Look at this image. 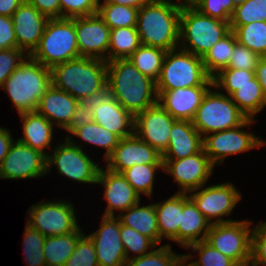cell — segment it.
<instances>
[{"label": "cell", "instance_id": "cell-25", "mask_svg": "<svg viewBox=\"0 0 266 266\" xmlns=\"http://www.w3.org/2000/svg\"><path fill=\"white\" fill-rule=\"evenodd\" d=\"M77 103L76 98L51 84L41 97L37 112L45 116L52 124L56 122L55 124L65 129L71 121Z\"/></svg>", "mask_w": 266, "mask_h": 266}, {"label": "cell", "instance_id": "cell-22", "mask_svg": "<svg viewBox=\"0 0 266 266\" xmlns=\"http://www.w3.org/2000/svg\"><path fill=\"white\" fill-rule=\"evenodd\" d=\"M209 87L213 86L157 90L158 103L174 119L192 121Z\"/></svg>", "mask_w": 266, "mask_h": 266}, {"label": "cell", "instance_id": "cell-38", "mask_svg": "<svg viewBox=\"0 0 266 266\" xmlns=\"http://www.w3.org/2000/svg\"><path fill=\"white\" fill-rule=\"evenodd\" d=\"M159 168L163 169V164H137L124 170L122 175L139 195L142 192L151 196L154 175Z\"/></svg>", "mask_w": 266, "mask_h": 266}, {"label": "cell", "instance_id": "cell-13", "mask_svg": "<svg viewBox=\"0 0 266 266\" xmlns=\"http://www.w3.org/2000/svg\"><path fill=\"white\" fill-rule=\"evenodd\" d=\"M163 170L174 177L180 185L179 193H187L202 188L213 173L214 165L202 149L199 153L182 159H162Z\"/></svg>", "mask_w": 266, "mask_h": 266}, {"label": "cell", "instance_id": "cell-51", "mask_svg": "<svg viewBox=\"0 0 266 266\" xmlns=\"http://www.w3.org/2000/svg\"><path fill=\"white\" fill-rule=\"evenodd\" d=\"M93 122V108L90 101H78L69 125L65 128L73 134L78 128Z\"/></svg>", "mask_w": 266, "mask_h": 266}, {"label": "cell", "instance_id": "cell-17", "mask_svg": "<svg viewBox=\"0 0 266 266\" xmlns=\"http://www.w3.org/2000/svg\"><path fill=\"white\" fill-rule=\"evenodd\" d=\"M74 24L80 57L97 58L108 62L111 29L100 16L95 14L75 17Z\"/></svg>", "mask_w": 266, "mask_h": 266}, {"label": "cell", "instance_id": "cell-55", "mask_svg": "<svg viewBox=\"0 0 266 266\" xmlns=\"http://www.w3.org/2000/svg\"><path fill=\"white\" fill-rule=\"evenodd\" d=\"M24 0H0V15L11 17Z\"/></svg>", "mask_w": 266, "mask_h": 266}, {"label": "cell", "instance_id": "cell-44", "mask_svg": "<svg viewBox=\"0 0 266 266\" xmlns=\"http://www.w3.org/2000/svg\"><path fill=\"white\" fill-rule=\"evenodd\" d=\"M120 238L125 250L126 260H129V252L132 251L141 257L147 253L148 247L154 249L157 245L149 238L131 227L125 226L120 221Z\"/></svg>", "mask_w": 266, "mask_h": 266}, {"label": "cell", "instance_id": "cell-16", "mask_svg": "<svg viewBox=\"0 0 266 266\" xmlns=\"http://www.w3.org/2000/svg\"><path fill=\"white\" fill-rule=\"evenodd\" d=\"M175 121L157 102L135 116L134 133L163 155L169 145L170 132Z\"/></svg>", "mask_w": 266, "mask_h": 266}, {"label": "cell", "instance_id": "cell-49", "mask_svg": "<svg viewBox=\"0 0 266 266\" xmlns=\"http://www.w3.org/2000/svg\"><path fill=\"white\" fill-rule=\"evenodd\" d=\"M260 58L255 52L237 43L226 68L255 71Z\"/></svg>", "mask_w": 266, "mask_h": 266}, {"label": "cell", "instance_id": "cell-40", "mask_svg": "<svg viewBox=\"0 0 266 266\" xmlns=\"http://www.w3.org/2000/svg\"><path fill=\"white\" fill-rule=\"evenodd\" d=\"M188 248H192L198 252L200 257L197 261L190 262L186 265L185 262L191 259L192 256L184 254L183 264L185 266H237L232 259L213 248L205 240L189 245Z\"/></svg>", "mask_w": 266, "mask_h": 266}, {"label": "cell", "instance_id": "cell-58", "mask_svg": "<svg viewBox=\"0 0 266 266\" xmlns=\"http://www.w3.org/2000/svg\"><path fill=\"white\" fill-rule=\"evenodd\" d=\"M200 0H184L180 2L178 5L180 8L184 7H194Z\"/></svg>", "mask_w": 266, "mask_h": 266}, {"label": "cell", "instance_id": "cell-43", "mask_svg": "<svg viewBox=\"0 0 266 266\" xmlns=\"http://www.w3.org/2000/svg\"><path fill=\"white\" fill-rule=\"evenodd\" d=\"M255 71L243 69L223 68L213 78V87L225 88L229 96L235 92V87L251 83Z\"/></svg>", "mask_w": 266, "mask_h": 266}, {"label": "cell", "instance_id": "cell-57", "mask_svg": "<svg viewBox=\"0 0 266 266\" xmlns=\"http://www.w3.org/2000/svg\"><path fill=\"white\" fill-rule=\"evenodd\" d=\"M152 0H104V3H114L117 5L130 6L140 8L144 4L150 3Z\"/></svg>", "mask_w": 266, "mask_h": 266}, {"label": "cell", "instance_id": "cell-30", "mask_svg": "<svg viewBox=\"0 0 266 266\" xmlns=\"http://www.w3.org/2000/svg\"><path fill=\"white\" fill-rule=\"evenodd\" d=\"M83 235L81 228H79L75 232L59 236H47L43 248L46 266H64Z\"/></svg>", "mask_w": 266, "mask_h": 266}, {"label": "cell", "instance_id": "cell-34", "mask_svg": "<svg viewBox=\"0 0 266 266\" xmlns=\"http://www.w3.org/2000/svg\"><path fill=\"white\" fill-rule=\"evenodd\" d=\"M166 53V50L158 47L141 45L128 59L142 74L157 81Z\"/></svg>", "mask_w": 266, "mask_h": 266}, {"label": "cell", "instance_id": "cell-46", "mask_svg": "<svg viewBox=\"0 0 266 266\" xmlns=\"http://www.w3.org/2000/svg\"><path fill=\"white\" fill-rule=\"evenodd\" d=\"M234 0H200L194 8L201 14L230 22L235 11Z\"/></svg>", "mask_w": 266, "mask_h": 266}, {"label": "cell", "instance_id": "cell-1", "mask_svg": "<svg viewBox=\"0 0 266 266\" xmlns=\"http://www.w3.org/2000/svg\"><path fill=\"white\" fill-rule=\"evenodd\" d=\"M106 63L107 93L126 111L135 117L158 102L156 81L142 74L129 59Z\"/></svg>", "mask_w": 266, "mask_h": 266}, {"label": "cell", "instance_id": "cell-45", "mask_svg": "<svg viewBox=\"0 0 266 266\" xmlns=\"http://www.w3.org/2000/svg\"><path fill=\"white\" fill-rule=\"evenodd\" d=\"M64 266H98L95 246L88 235L79 239Z\"/></svg>", "mask_w": 266, "mask_h": 266}, {"label": "cell", "instance_id": "cell-36", "mask_svg": "<svg viewBox=\"0 0 266 266\" xmlns=\"http://www.w3.org/2000/svg\"><path fill=\"white\" fill-rule=\"evenodd\" d=\"M237 42L258 54L266 56V21H255L239 26L234 31Z\"/></svg>", "mask_w": 266, "mask_h": 266}, {"label": "cell", "instance_id": "cell-3", "mask_svg": "<svg viewBox=\"0 0 266 266\" xmlns=\"http://www.w3.org/2000/svg\"><path fill=\"white\" fill-rule=\"evenodd\" d=\"M181 9L169 0H152L140 7L136 30L141 44L166 51L177 48Z\"/></svg>", "mask_w": 266, "mask_h": 266}, {"label": "cell", "instance_id": "cell-10", "mask_svg": "<svg viewBox=\"0 0 266 266\" xmlns=\"http://www.w3.org/2000/svg\"><path fill=\"white\" fill-rule=\"evenodd\" d=\"M65 139V143L59 144L52 155H47V172L54 164L62 176L79 183H96L101 167H98L79 145L72 142L70 137Z\"/></svg>", "mask_w": 266, "mask_h": 266}, {"label": "cell", "instance_id": "cell-41", "mask_svg": "<svg viewBox=\"0 0 266 266\" xmlns=\"http://www.w3.org/2000/svg\"><path fill=\"white\" fill-rule=\"evenodd\" d=\"M255 21H266V0H247L236 6L230 20V27L235 31L239 26Z\"/></svg>", "mask_w": 266, "mask_h": 266}, {"label": "cell", "instance_id": "cell-47", "mask_svg": "<svg viewBox=\"0 0 266 266\" xmlns=\"http://www.w3.org/2000/svg\"><path fill=\"white\" fill-rule=\"evenodd\" d=\"M100 0H59L61 18H75L97 14Z\"/></svg>", "mask_w": 266, "mask_h": 266}, {"label": "cell", "instance_id": "cell-54", "mask_svg": "<svg viewBox=\"0 0 266 266\" xmlns=\"http://www.w3.org/2000/svg\"><path fill=\"white\" fill-rule=\"evenodd\" d=\"M13 139L9 130L0 127V164L7 155Z\"/></svg>", "mask_w": 266, "mask_h": 266}, {"label": "cell", "instance_id": "cell-23", "mask_svg": "<svg viewBox=\"0 0 266 266\" xmlns=\"http://www.w3.org/2000/svg\"><path fill=\"white\" fill-rule=\"evenodd\" d=\"M97 184L105 186L104 198L108 202L104 216H114V209L125 211L140 202V195L127 182L122 173H115L106 168L100 169Z\"/></svg>", "mask_w": 266, "mask_h": 266}, {"label": "cell", "instance_id": "cell-11", "mask_svg": "<svg viewBox=\"0 0 266 266\" xmlns=\"http://www.w3.org/2000/svg\"><path fill=\"white\" fill-rule=\"evenodd\" d=\"M31 208L27 213L30 215L27 224L46 237L75 232L80 228L70 202H40Z\"/></svg>", "mask_w": 266, "mask_h": 266}, {"label": "cell", "instance_id": "cell-35", "mask_svg": "<svg viewBox=\"0 0 266 266\" xmlns=\"http://www.w3.org/2000/svg\"><path fill=\"white\" fill-rule=\"evenodd\" d=\"M139 8L117 5L114 3H98L97 14L110 29L120 27H136Z\"/></svg>", "mask_w": 266, "mask_h": 266}, {"label": "cell", "instance_id": "cell-28", "mask_svg": "<svg viewBox=\"0 0 266 266\" xmlns=\"http://www.w3.org/2000/svg\"><path fill=\"white\" fill-rule=\"evenodd\" d=\"M158 221L159 243L162 238L178 243V227L181 224L183 212V193H175L163 203H155Z\"/></svg>", "mask_w": 266, "mask_h": 266}, {"label": "cell", "instance_id": "cell-26", "mask_svg": "<svg viewBox=\"0 0 266 266\" xmlns=\"http://www.w3.org/2000/svg\"><path fill=\"white\" fill-rule=\"evenodd\" d=\"M187 194L183 193V212L181 224L178 227V245L184 248L205 240L211 226V223L198 210L194 201Z\"/></svg>", "mask_w": 266, "mask_h": 266}, {"label": "cell", "instance_id": "cell-24", "mask_svg": "<svg viewBox=\"0 0 266 266\" xmlns=\"http://www.w3.org/2000/svg\"><path fill=\"white\" fill-rule=\"evenodd\" d=\"M203 149V136L192 121L176 120L171 128L169 145L162 159H182Z\"/></svg>", "mask_w": 266, "mask_h": 266}, {"label": "cell", "instance_id": "cell-6", "mask_svg": "<svg viewBox=\"0 0 266 266\" xmlns=\"http://www.w3.org/2000/svg\"><path fill=\"white\" fill-rule=\"evenodd\" d=\"M167 51L157 90H175L195 86H213V78L206 72L202 57L196 56L181 47Z\"/></svg>", "mask_w": 266, "mask_h": 266}, {"label": "cell", "instance_id": "cell-59", "mask_svg": "<svg viewBox=\"0 0 266 266\" xmlns=\"http://www.w3.org/2000/svg\"><path fill=\"white\" fill-rule=\"evenodd\" d=\"M247 0H234L235 6L241 5L244 2H246Z\"/></svg>", "mask_w": 266, "mask_h": 266}, {"label": "cell", "instance_id": "cell-7", "mask_svg": "<svg viewBox=\"0 0 266 266\" xmlns=\"http://www.w3.org/2000/svg\"><path fill=\"white\" fill-rule=\"evenodd\" d=\"M231 31L230 22L201 14L194 7H184L180 14L179 39L189 42L182 49L203 57L211 47Z\"/></svg>", "mask_w": 266, "mask_h": 266}, {"label": "cell", "instance_id": "cell-31", "mask_svg": "<svg viewBox=\"0 0 266 266\" xmlns=\"http://www.w3.org/2000/svg\"><path fill=\"white\" fill-rule=\"evenodd\" d=\"M237 107L248 117L252 118L266 106V97L256 76L251 83L235 87L230 96Z\"/></svg>", "mask_w": 266, "mask_h": 266}, {"label": "cell", "instance_id": "cell-27", "mask_svg": "<svg viewBox=\"0 0 266 266\" xmlns=\"http://www.w3.org/2000/svg\"><path fill=\"white\" fill-rule=\"evenodd\" d=\"M20 116L23 120L24 137L18 139V141L40 151L47 157L44 148L51 147L53 124L37 111L23 113Z\"/></svg>", "mask_w": 266, "mask_h": 266}, {"label": "cell", "instance_id": "cell-21", "mask_svg": "<svg viewBox=\"0 0 266 266\" xmlns=\"http://www.w3.org/2000/svg\"><path fill=\"white\" fill-rule=\"evenodd\" d=\"M90 103L94 122L116 134L120 139L134 134L135 117L108 93Z\"/></svg>", "mask_w": 266, "mask_h": 266}, {"label": "cell", "instance_id": "cell-20", "mask_svg": "<svg viewBox=\"0 0 266 266\" xmlns=\"http://www.w3.org/2000/svg\"><path fill=\"white\" fill-rule=\"evenodd\" d=\"M16 36L17 48L30 55L38 46L49 18L33 5L23 1L11 16Z\"/></svg>", "mask_w": 266, "mask_h": 266}, {"label": "cell", "instance_id": "cell-9", "mask_svg": "<svg viewBox=\"0 0 266 266\" xmlns=\"http://www.w3.org/2000/svg\"><path fill=\"white\" fill-rule=\"evenodd\" d=\"M252 221L211 224L205 241L239 266H249L251 259Z\"/></svg>", "mask_w": 266, "mask_h": 266}, {"label": "cell", "instance_id": "cell-56", "mask_svg": "<svg viewBox=\"0 0 266 266\" xmlns=\"http://www.w3.org/2000/svg\"><path fill=\"white\" fill-rule=\"evenodd\" d=\"M255 76L262 87L264 96L266 97V56L259 59L255 70Z\"/></svg>", "mask_w": 266, "mask_h": 266}, {"label": "cell", "instance_id": "cell-5", "mask_svg": "<svg viewBox=\"0 0 266 266\" xmlns=\"http://www.w3.org/2000/svg\"><path fill=\"white\" fill-rule=\"evenodd\" d=\"M29 56L50 69L79 58L74 18H49L38 46Z\"/></svg>", "mask_w": 266, "mask_h": 266}, {"label": "cell", "instance_id": "cell-2", "mask_svg": "<svg viewBox=\"0 0 266 266\" xmlns=\"http://www.w3.org/2000/svg\"><path fill=\"white\" fill-rule=\"evenodd\" d=\"M51 82L78 101H92L107 94V63L105 60L79 57L50 69Z\"/></svg>", "mask_w": 266, "mask_h": 266}, {"label": "cell", "instance_id": "cell-37", "mask_svg": "<svg viewBox=\"0 0 266 266\" xmlns=\"http://www.w3.org/2000/svg\"><path fill=\"white\" fill-rule=\"evenodd\" d=\"M73 135L81 138L85 142L107 149L104 154L105 159L113 153L120 141V138L116 134L110 132L94 121L86 124L84 127L78 128Z\"/></svg>", "mask_w": 266, "mask_h": 266}, {"label": "cell", "instance_id": "cell-18", "mask_svg": "<svg viewBox=\"0 0 266 266\" xmlns=\"http://www.w3.org/2000/svg\"><path fill=\"white\" fill-rule=\"evenodd\" d=\"M106 160L107 169L115 173H122L137 164H163L162 154L135 133L120 139Z\"/></svg>", "mask_w": 266, "mask_h": 266}, {"label": "cell", "instance_id": "cell-33", "mask_svg": "<svg viewBox=\"0 0 266 266\" xmlns=\"http://www.w3.org/2000/svg\"><path fill=\"white\" fill-rule=\"evenodd\" d=\"M234 31H230L220 41L215 43L202 57L206 72L213 77L221 69L226 68L237 44Z\"/></svg>", "mask_w": 266, "mask_h": 266}, {"label": "cell", "instance_id": "cell-15", "mask_svg": "<svg viewBox=\"0 0 266 266\" xmlns=\"http://www.w3.org/2000/svg\"><path fill=\"white\" fill-rule=\"evenodd\" d=\"M47 157L40 151L14 141L0 164V179L37 178L47 173Z\"/></svg>", "mask_w": 266, "mask_h": 266}, {"label": "cell", "instance_id": "cell-42", "mask_svg": "<svg viewBox=\"0 0 266 266\" xmlns=\"http://www.w3.org/2000/svg\"><path fill=\"white\" fill-rule=\"evenodd\" d=\"M24 255L27 266H46L43 248L46 236L26 224L24 232Z\"/></svg>", "mask_w": 266, "mask_h": 266}, {"label": "cell", "instance_id": "cell-12", "mask_svg": "<svg viewBox=\"0 0 266 266\" xmlns=\"http://www.w3.org/2000/svg\"><path fill=\"white\" fill-rule=\"evenodd\" d=\"M254 119L248 118L242 125L203 136V149L213 165L221 164L228 155L246 152L254 147H262L266 141L241 128L249 126ZM241 129V130H240ZM221 161V163L219 162Z\"/></svg>", "mask_w": 266, "mask_h": 266}, {"label": "cell", "instance_id": "cell-52", "mask_svg": "<svg viewBox=\"0 0 266 266\" xmlns=\"http://www.w3.org/2000/svg\"><path fill=\"white\" fill-rule=\"evenodd\" d=\"M17 48L12 17L0 15V50Z\"/></svg>", "mask_w": 266, "mask_h": 266}, {"label": "cell", "instance_id": "cell-50", "mask_svg": "<svg viewBox=\"0 0 266 266\" xmlns=\"http://www.w3.org/2000/svg\"><path fill=\"white\" fill-rule=\"evenodd\" d=\"M250 263L252 266L266 265V222L252 230Z\"/></svg>", "mask_w": 266, "mask_h": 266}, {"label": "cell", "instance_id": "cell-29", "mask_svg": "<svg viewBox=\"0 0 266 266\" xmlns=\"http://www.w3.org/2000/svg\"><path fill=\"white\" fill-rule=\"evenodd\" d=\"M138 202L134 206L120 213L118 218L125 226L131 227L140 234L149 237L156 245L159 243L158 221L154 204L139 206Z\"/></svg>", "mask_w": 266, "mask_h": 266}, {"label": "cell", "instance_id": "cell-48", "mask_svg": "<svg viewBox=\"0 0 266 266\" xmlns=\"http://www.w3.org/2000/svg\"><path fill=\"white\" fill-rule=\"evenodd\" d=\"M28 56H25L24 51L20 48L0 50V87Z\"/></svg>", "mask_w": 266, "mask_h": 266}, {"label": "cell", "instance_id": "cell-32", "mask_svg": "<svg viewBox=\"0 0 266 266\" xmlns=\"http://www.w3.org/2000/svg\"><path fill=\"white\" fill-rule=\"evenodd\" d=\"M141 45L136 27H120L111 29L108 61L128 59Z\"/></svg>", "mask_w": 266, "mask_h": 266}, {"label": "cell", "instance_id": "cell-8", "mask_svg": "<svg viewBox=\"0 0 266 266\" xmlns=\"http://www.w3.org/2000/svg\"><path fill=\"white\" fill-rule=\"evenodd\" d=\"M247 119L230 96L209 89L196 111L192 124L201 136H206L210 132L236 128Z\"/></svg>", "mask_w": 266, "mask_h": 266}, {"label": "cell", "instance_id": "cell-19", "mask_svg": "<svg viewBox=\"0 0 266 266\" xmlns=\"http://www.w3.org/2000/svg\"><path fill=\"white\" fill-rule=\"evenodd\" d=\"M101 223L100 229L88 235L95 246L98 266H123L126 254L120 238V219L103 215Z\"/></svg>", "mask_w": 266, "mask_h": 266}, {"label": "cell", "instance_id": "cell-14", "mask_svg": "<svg viewBox=\"0 0 266 266\" xmlns=\"http://www.w3.org/2000/svg\"><path fill=\"white\" fill-rule=\"evenodd\" d=\"M189 197L194 201L198 210L211 223L232 222L231 219H222V216L230 215L235 205L241 199L240 193L231 183H223L208 186L203 190L191 191ZM214 218V221L211 220ZM215 218H218L215 220Z\"/></svg>", "mask_w": 266, "mask_h": 266}, {"label": "cell", "instance_id": "cell-4", "mask_svg": "<svg viewBox=\"0 0 266 266\" xmlns=\"http://www.w3.org/2000/svg\"><path fill=\"white\" fill-rule=\"evenodd\" d=\"M50 68L28 56L1 87L19 114L37 111L41 97L51 86Z\"/></svg>", "mask_w": 266, "mask_h": 266}, {"label": "cell", "instance_id": "cell-53", "mask_svg": "<svg viewBox=\"0 0 266 266\" xmlns=\"http://www.w3.org/2000/svg\"><path fill=\"white\" fill-rule=\"evenodd\" d=\"M48 18H61L59 0H24Z\"/></svg>", "mask_w": 266, "mask_h": 266}, {"label": "cell", "instance_id": "cell-39", "mask_svg": "<svg viewBox=\"0 0 266 266\" xmlns=\"http://www.w3.org/2000/svg\"><path fill=\"white\" fill-rule=\"evenodd\" d=\"M182 264L183 255L173 253L171 246L166 244L141 257L135 256L126 260L123 266H181Z\"/></svg>", "mask_w": 266, "mask_h": 266}]
</instances>
